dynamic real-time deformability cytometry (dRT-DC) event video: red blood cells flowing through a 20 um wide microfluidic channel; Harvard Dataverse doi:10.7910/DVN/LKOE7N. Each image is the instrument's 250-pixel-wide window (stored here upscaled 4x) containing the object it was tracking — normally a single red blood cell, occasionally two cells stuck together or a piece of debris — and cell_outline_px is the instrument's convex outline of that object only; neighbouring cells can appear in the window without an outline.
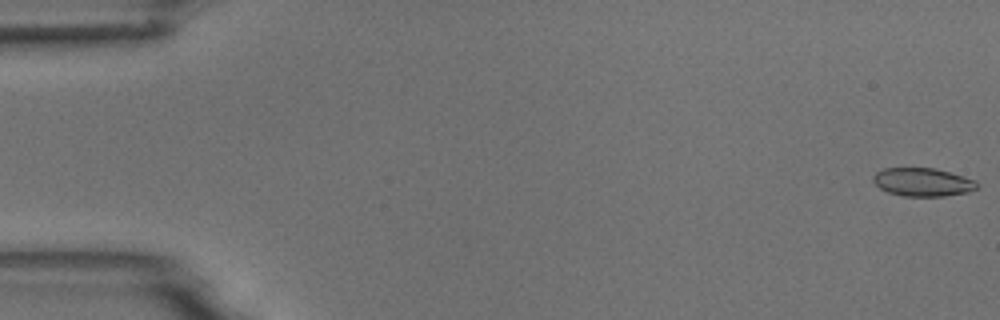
{"species": "common noctule bat (a hibernating species)", "species_latin": "Nyctalus noctula", "temperature_condition": "room temperature", "stored_images_in_passage": 10, "camera_frame_rate_fps": 3000, "um_per_image_px": 0.085, "animal": {"sex": "male", "body_mass_g": 18.8}, "frame": {"image": 1, "passage_image": 1, "time_ms": 0.0, "image_size_px": [1000, 320], "cell_outline_px": [[980, 188], [968, 192], [944, 196], [904, 196], [888, 192], [880, 188], [872, 180], [872, 176], [876, 172], [884, 168], [936, 168], [976, 180], [980, 184]], "centroid_in_image_um": [78.46, 15.48], "position_along_channel_um": 6.5, "area_um2": 17.28}}